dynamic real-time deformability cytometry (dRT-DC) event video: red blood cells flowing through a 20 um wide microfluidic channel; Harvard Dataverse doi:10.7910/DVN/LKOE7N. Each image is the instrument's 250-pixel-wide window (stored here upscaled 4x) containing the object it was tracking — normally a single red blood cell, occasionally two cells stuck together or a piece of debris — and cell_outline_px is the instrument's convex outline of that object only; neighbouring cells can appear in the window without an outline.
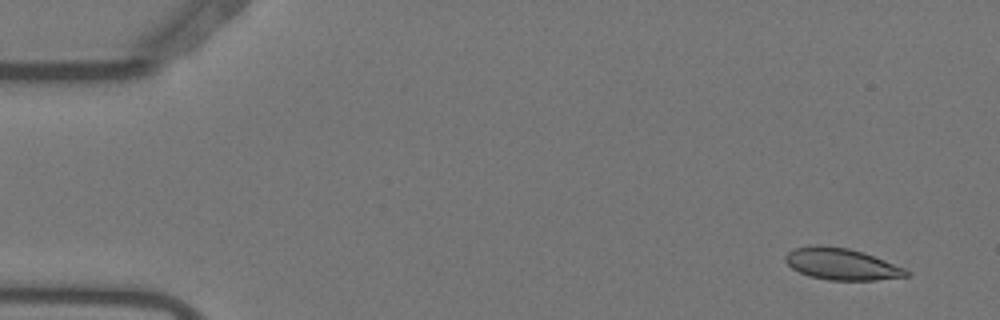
{"species": "Egyptian fruit bat (a non-hibernating species)", "species_latin": "Rousettus aegyptiacus", "temperature_condition": "warm", "stored_images_in_passage": 41, "camera_frame_rate_fps": 3000, "um_per_image_px": 0.085, "animal": {"sex": "female"}, "frame": {"image": 1, "passage_image": 4, "time_ms": 1.0, "image_size_px": [1000, 320], "cell_outline_px": [[908, 276], [876, 280], [828, 280], [808, 276], [792, 268], [784, 260], [784, 256], [788, 252], [796, 248], [812, 244], [816, 244], [848, 248], [864, 252], [904, 268], [908, 272]], "centroid_in_image_um": [71.49, 22.44], "position_along_channel_um": 13.5, "area_um2": 22.25}}
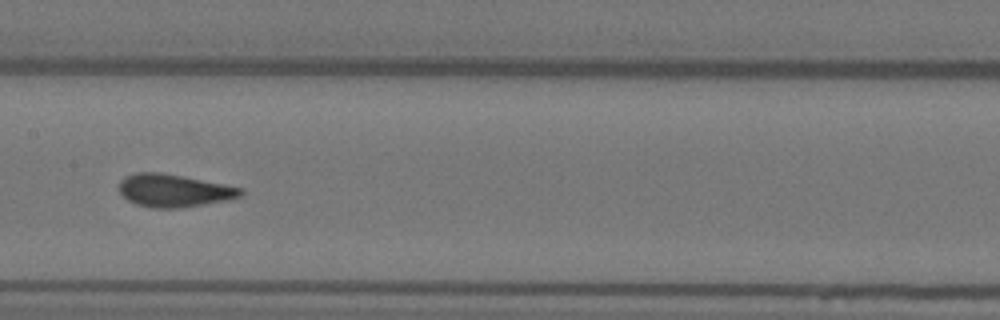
{"frame": {"image": 2, "passage_image": 28, "time_ms": 9.0, "image_size_px": [1000, 320], "cell_outline_px": [[244, 192], [240, 196], [228, 200], [180, 208], [152, 208], [136, 204], [128, 200], [120, 192], [120, 180], [124, 176], [136, 172], [160, 172], [184, 176], [244, 188]], "centroid_in_image_um": [14.79, 16.19], "position_along_channel_um": 192.6, "area_um2": 23.29}}
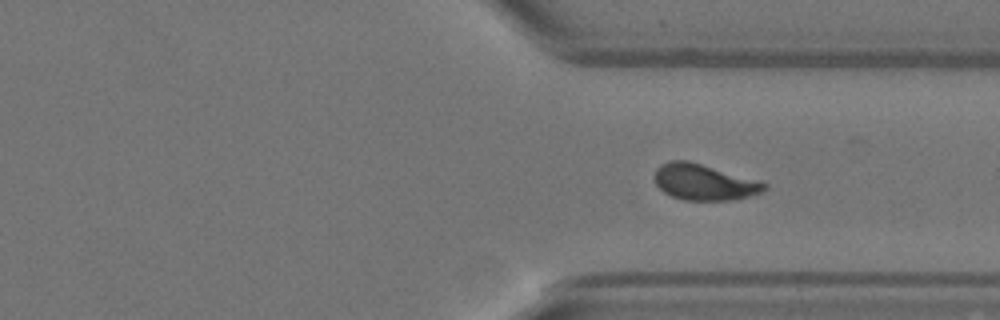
{"frame": {"image": 3, "passage_image": 41, "time_ms": 13.333, "image_size_px": [1000, 320], "cell_outline_px": [[768, 188], [760, 192], [748, 196], [732, 200], [684, 200], [672, 196], [664, 192], [656, 184], [656, 168], [660, 164], [672, 160], [688, 160], [764, 180], [768, 184]], "centroid_in_image_um": [59.92, 15.46], "position_along_channel_um": 351.5, "area_um2": 23.35}}